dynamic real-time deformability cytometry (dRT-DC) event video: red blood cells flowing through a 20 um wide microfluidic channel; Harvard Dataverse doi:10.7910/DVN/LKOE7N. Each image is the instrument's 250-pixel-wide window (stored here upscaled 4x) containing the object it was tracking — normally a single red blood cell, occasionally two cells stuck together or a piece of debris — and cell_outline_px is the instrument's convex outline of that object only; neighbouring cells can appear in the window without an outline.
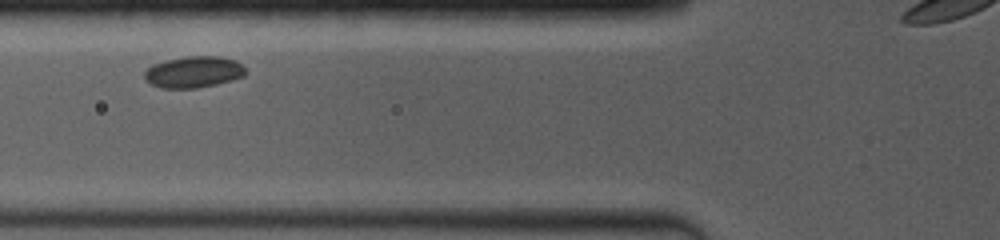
{"species": "common noctule bat (a hibernating species)", "species_latin": "Nyctalus noctula", "temperature_condition": "room temperature", "stored_images_in_passage": 6, "camera_frame_rate_fps": 4000, "um_per_image_px": 0.085, "animal": {"sex": "female", "body_mass_g": 19.0, "forearm_length_mm": 53.3}, "frame": {"image": 1, "passage_image": 4, "time_ms": 2.5, "image_size_px": [1000, 240], "cell_outline_px": [[248, 72], [244, 76], [232, 80], [216, 84], [196, 88], [160, 88], [144, 80], [144, 72], [152, 64], [168, 60], [188, 56], [220, 56], [236, 60]], "centroid_in_image_um": [16.46, 6.12], "position_along_channel_um": 109.3, "area_um2": 18.55}}
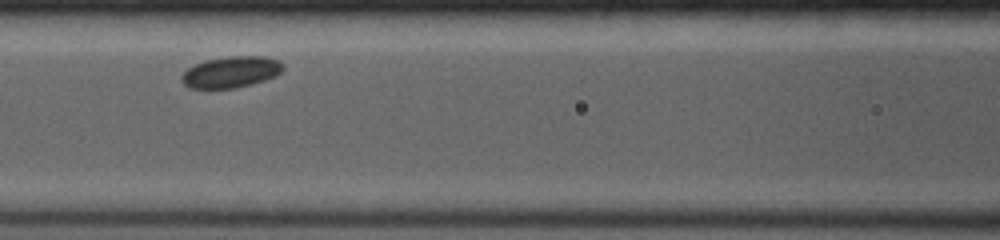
{"frame": {"image": 2, "passage_image": 5, "time_ms": 3.5, "image_size_px": [1000, 240], "cell_outline_px": [[284, 68], [276, 76], [252, 84], [236, 88], [188, 88], [180, 80], [180, 76], [188, 68], [204, 60], [228, 56], [264, 56], [276, 60]], "centroid_in_image_um": [19.59, 6.13], "position_along_channel_um": 147.0, "area_um2": 18.44}}